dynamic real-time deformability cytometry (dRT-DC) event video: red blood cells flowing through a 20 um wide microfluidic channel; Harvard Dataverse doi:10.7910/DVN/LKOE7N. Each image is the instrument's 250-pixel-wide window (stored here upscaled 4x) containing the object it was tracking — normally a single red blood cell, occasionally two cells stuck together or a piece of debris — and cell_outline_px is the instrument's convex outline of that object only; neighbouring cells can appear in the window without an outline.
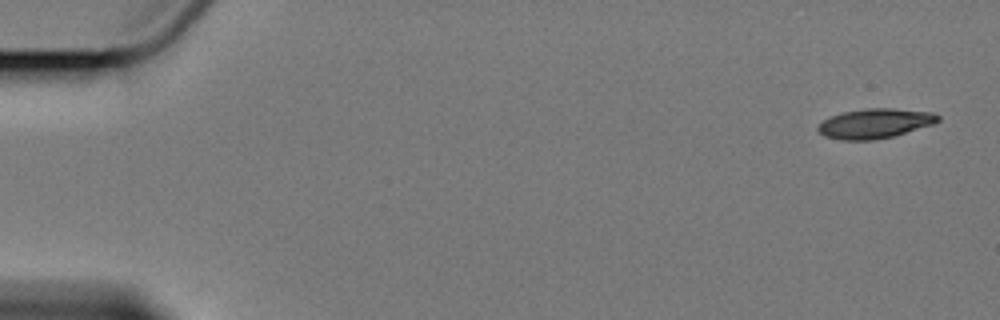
{"species": "Egyptian fruit bat (a non-hibernating species)", "species_latin": "Rousettus aegyptiacus", "temperature_condition": "cold", "stored_images_in_passage": 6, "segment_of_instrument_passage": [1, 2], "camera_frame_rate_fps": 3000, "um_per_image_px": 0.085, "animal": {"sex": "female"}, "frame": {"image": 1, "passage_image": 1, "time_ms": 0.0, "image_size_px": [1000, 320], "cell_outline_px": [[940, 120], [932, 124], [892, 136], [872, 140], [840, 140], [824, 136], [816, 128], [824, 120], [832, 116], [844, 112], [868, 108], [892, 108], [932, 112], [940, 116]], "centroid_in_image_um": [74.36, 10.49], "position_along_channel_um": 10.6, "area_um2": 20.46}}
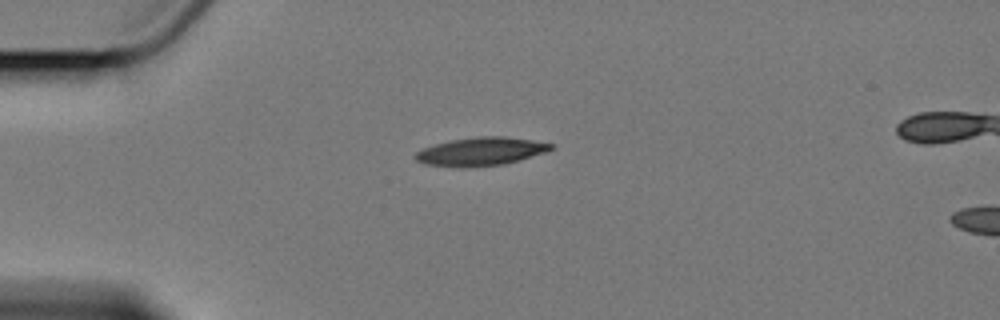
{"frame": {"image": 2, "passage_image": 4, "time_ms": 4.333, "image_size_px": [1000, 320], "cell_outline_px": [[556, 148], [544, 152], [504, 164], [468, 168], [452, 168], [424, 164], [416, 160], [412, 156], [416, 152], [424, 148], [436, 144], [452, 140], [480, 136], [504, 136], [532, 140], [556, 144]], "centroid_in_image_um": [40.85, 12.89], "position_along_channel_um": 44.2, "area_um2": 22.54}}